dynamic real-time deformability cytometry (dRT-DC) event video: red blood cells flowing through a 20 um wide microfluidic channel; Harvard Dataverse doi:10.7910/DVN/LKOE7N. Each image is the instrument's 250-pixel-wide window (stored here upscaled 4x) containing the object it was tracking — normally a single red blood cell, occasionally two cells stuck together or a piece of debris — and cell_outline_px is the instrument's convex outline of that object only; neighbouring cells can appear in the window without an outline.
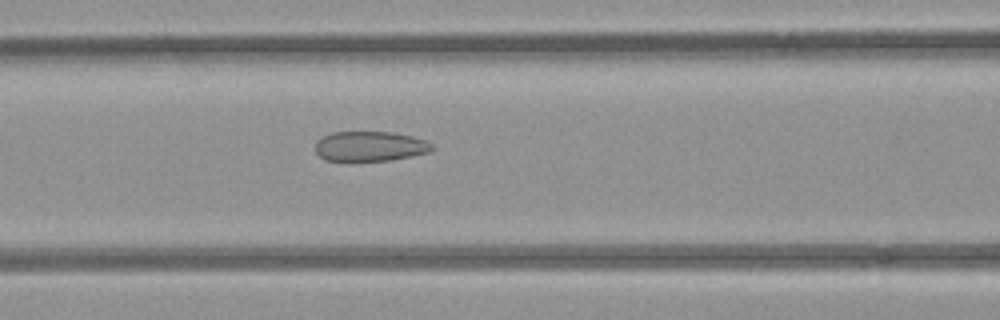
{"species": "common noctule bat (a hibernating species)", "species_latin": "Nyctalus noctula", "temperature_condition": "room temperature", "stored_images_in_passage": 37, "camera_frame_rate_fps": 3000, "um_per_image_px": 0.085, "animal": {"sex": "female", "body_mass_g": 21.9}, "frame": {"image": 1, "passage_image": 6, "time_ms": 1.667, "image_size_px": [1000, 320], "cell_outline_px": [[436, 148], [428, 152], [388, 160], [352, 164], [324, 160], [316, 152], [316, 140], [332, 132], [392, 132], [412, 136], [424, 140], [432, 144]], "centroid_in_image_um": [31.38, 12.47], "position_along_channel_um": 135.2, "area_um2": 20.98}}
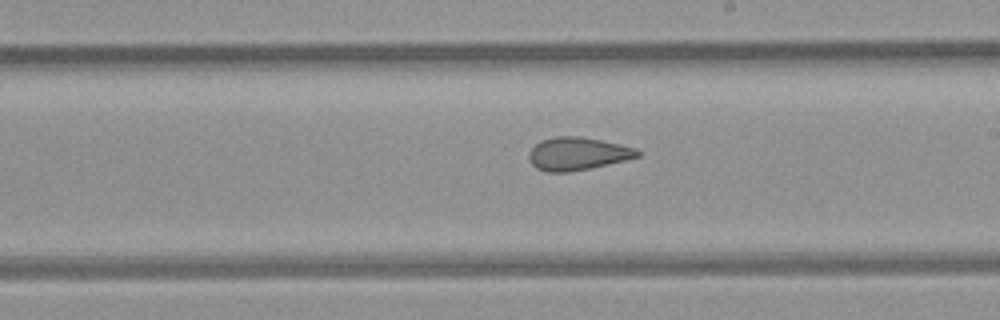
{"frame": {"image": 2, "passage_image": 14, "time_ms": 4.333, "image_size_px": [1000, 320], "cell_outline_px": [[640, 156], [624, 160], [588, 168], [568, 172], [544, 172], [536, 168], [532, 164], [528, 156], [528, 152], [540, 140], [556, 136], [580, 136], [620, 144], [636, 148], [640, 152]], "centroid_in_image_um": [49.05, 13.06], "position_along_channel_um": 239.9, "area_um2": 20.69}}
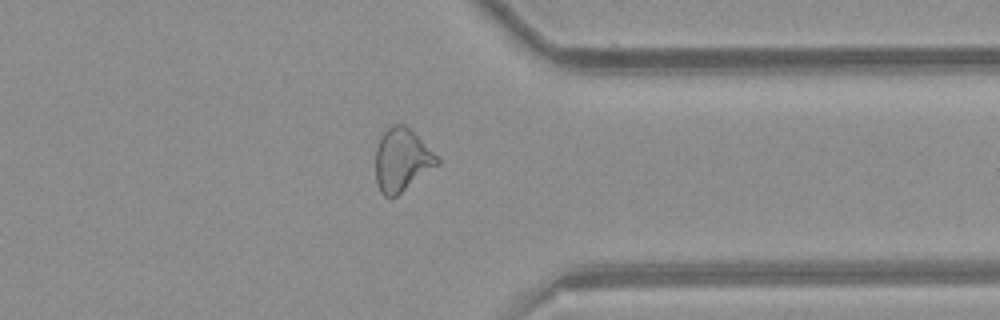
{"frame": {"image": 3, "passage_image": 25, "time_ms": 8.0, "image_size_px": [1000, 320], "cell_outline_px": [[440, 164], [396, 196], [384, 196], [380, 192], [376, 180], [376, 148], [380, 136], [392, 124], [404, 124], [440, 160]], "centroid_in_image_um": [34.13, 13.61], "position_along_channel_um": 377.3, "area_um2": 22.14}, "authors_computed_cell_mechanics": {"area_um2": 21.5594, "velocity_mm_per_s": 3.9223, "shape_relaxation_time_tau1_ms": null, "shape_relaxation_time_tau2_ms": 1.6646, "deformation_change_tau1": null, "deformation_change_tau2": 0.0809}}